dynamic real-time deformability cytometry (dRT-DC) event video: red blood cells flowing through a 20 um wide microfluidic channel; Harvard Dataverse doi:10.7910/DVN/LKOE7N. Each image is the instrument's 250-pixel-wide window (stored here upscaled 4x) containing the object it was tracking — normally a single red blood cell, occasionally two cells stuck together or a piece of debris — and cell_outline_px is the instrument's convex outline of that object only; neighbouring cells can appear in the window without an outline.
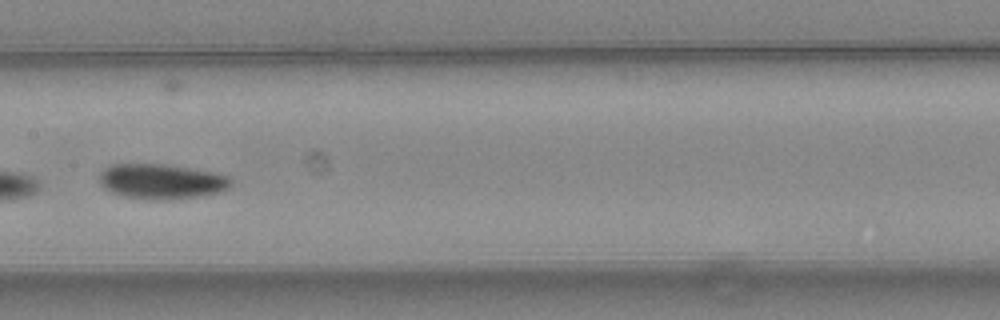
{"species": "common noctule bat (a hibernating species)", "species_latin": "Nyctalus noctula", "temperature_condition": "warm", "stored_images_in_passage": 8, "camera_frame_rate_fps": 3000, "um_per_image_px": 0.085, "animal": {"sex": "female", "body_mass_g": 24.6, "forearm_length_mm": 56.2}, "frame": {"image": 1, "passage_image": 7, "time_ms": 2.0, "image_size_px": [1000, 320], "cell_outline_px": [[232, 184], [228, 188], [220, 192], [204, 196], [172, 200], [144, 200], [120, 196], [104, 188], [100, 184], [100, 172], [112, 164], [160, 164], [188, 168], [212, 172], [228, 176], [232, 180]], "centroid_in_image_um": [13.72, 15.45], "position_along_channel_um": 193.7, "area_um2": 27.17}}
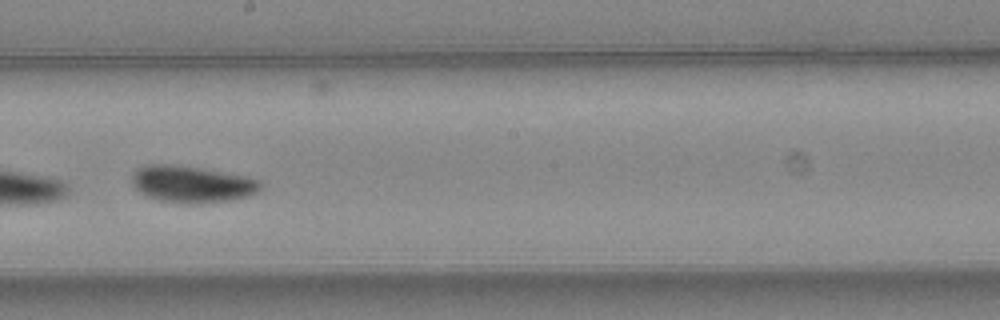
{"frame": {"image": 2, "passage_image": 8, "time_ms": 2.333, "image_size_px": [1000, 320], "cell_outline_px": [[264, 188], [248, 196], [236, 200], [200, 204], [180, 204], [156, 200], [144, 196], [132, 184], [132, 176], [136, 168], [148, 164], [172, 164], [200, 168], [248, 176], [260, 180], [264, 184]], "centroid_in_image_um": [16.34, 15.67], "position_along_channel_um": 231.9, "area_um2": 28.32}}